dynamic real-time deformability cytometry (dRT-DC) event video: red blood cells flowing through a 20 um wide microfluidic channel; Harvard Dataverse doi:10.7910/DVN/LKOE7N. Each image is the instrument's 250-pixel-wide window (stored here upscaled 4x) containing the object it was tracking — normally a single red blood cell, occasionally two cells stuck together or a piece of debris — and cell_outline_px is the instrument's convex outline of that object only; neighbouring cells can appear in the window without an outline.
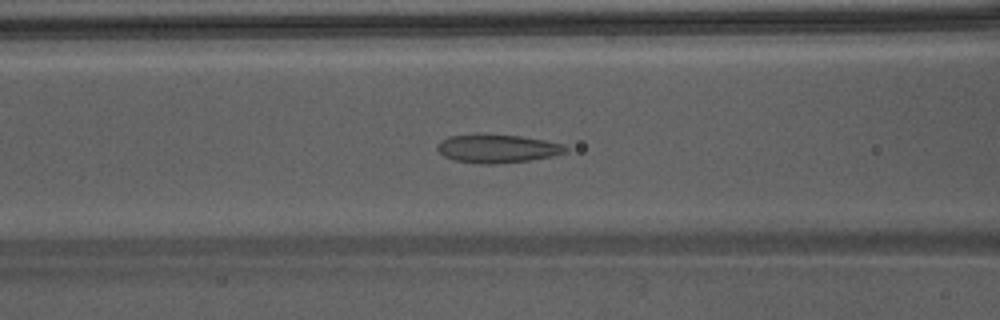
{"species": "Egyptian fruit bat (a non-hibernating species)", "species_latin": "Rousettus aegyptiacus", "temperature_condition": "warm", "stored_images_in_passage": 38, "camera_frame_rate_fps": 3000, "um_per_image_px": 0.085, "animal": {"sex": "male"}, "frame": {"image": 1, "passage_image": 11, "time_ms": 3.333, "image_size_px": [1000, 320], "cell_outline_px": [[568, 148], [564, 152], [552, 156], [528, 160], [496, 164], [480, 164], [452, 160], [444, 156], [436, 148], [436, 144], [440, 140], [448, 136], [480, 132], [520, 136], [544, 140], [564, 144]], "centroid_in_image_um": [42.19, 12.6], "position_along_channel_um": 124.4, "area_um2": 21.73}}
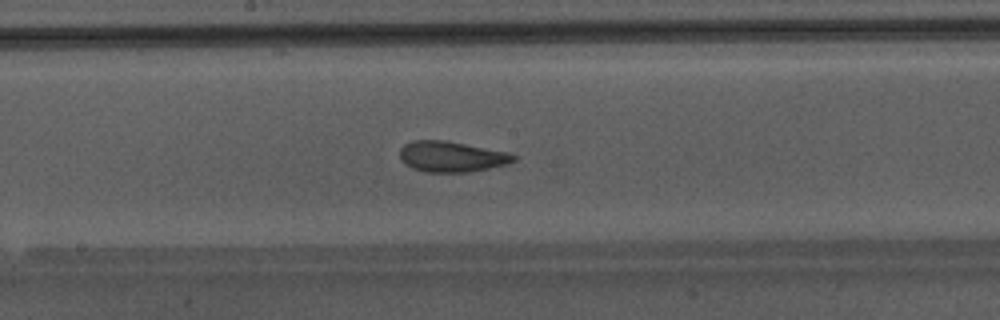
{"frame": {"image": 2, "passage_image": 17, "time_ms": 5.333, "image_size_px": [1000, 320], "cell_outline_px": [[516, 160], [504, 164], [488, 168], [468, 172], [424, 172], [412, 168], [404, 164], [400, 160], [400, 148], [404, 144], [412, 140], [444, 140], [508, 152], [516, 156]], "centroid_in_image_um": [38.32, 13.31], "position_along_channel_um": 209.9, "area_um2": 20.29}}
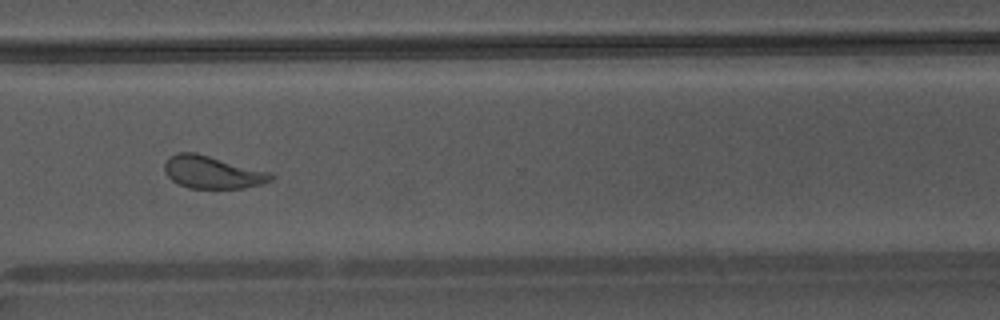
{"frame": {"image": 3, "passage_image": 27, "time_ms": 8.667, "image_size_px": [1000, 320], "cell_outline_px": [[276, 176], [272, 180], [264, 184], [244, 188], [188, 188], [172, 180], [164, 172], [164, 164], [176, 152], [196, 152], [272, 172]], "centroid_in_image_um": [18.11, 14.64], "position_along_channel_um": 352.5, "area_um2": 20.4}, "authors_computed_cell_mechanics": {"area_um2": 20.6346, "velocity_mm_per_s": 4.2824, "shape_relaxation_time_tau1_ms": 5.2297, "shape_relaxation_time_tau2_ms": 1.3945, "deformation_change_tau1": 0.1425, "deformation_change_tau2": 0.0831}}